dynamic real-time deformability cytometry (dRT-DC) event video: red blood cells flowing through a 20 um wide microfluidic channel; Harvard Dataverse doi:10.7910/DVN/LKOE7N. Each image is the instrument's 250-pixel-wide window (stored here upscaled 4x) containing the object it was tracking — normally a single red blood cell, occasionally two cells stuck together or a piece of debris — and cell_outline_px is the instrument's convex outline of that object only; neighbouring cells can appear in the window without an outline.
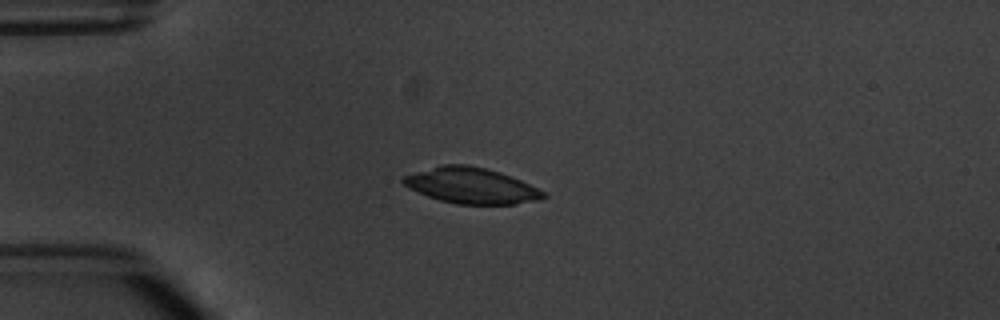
{"species": "common noctule bat (a hibernating species)", "species_latin": "Nyctalus noctula", "temperature_condition": "warm", "stored_images_in_passage": 5, "camera_frame_rate_fps": 3000, "um_per_image_px": 0.085, "animal": {"sex": "male", "body_mass_g": 20.1, "forearm_length_mm": 53.5}, "frame": {"image": 1, "passage_image": 3, "time_ms": 3.333, "image_size_px": [1000, 320], "cell_outline_px": [[548, 196], [536, 200], [516, 204], [456, 204], [440, 200], [428, 196], [404, 184], [400, 180], [404, 176], [440, 164], [468, 164], [500, 172], [520, 180], [544, 192]], "centroid_in_image_um": [40.05, 15.77], "position_along_channel_um": 44.9, "area_um2": 28.84}}